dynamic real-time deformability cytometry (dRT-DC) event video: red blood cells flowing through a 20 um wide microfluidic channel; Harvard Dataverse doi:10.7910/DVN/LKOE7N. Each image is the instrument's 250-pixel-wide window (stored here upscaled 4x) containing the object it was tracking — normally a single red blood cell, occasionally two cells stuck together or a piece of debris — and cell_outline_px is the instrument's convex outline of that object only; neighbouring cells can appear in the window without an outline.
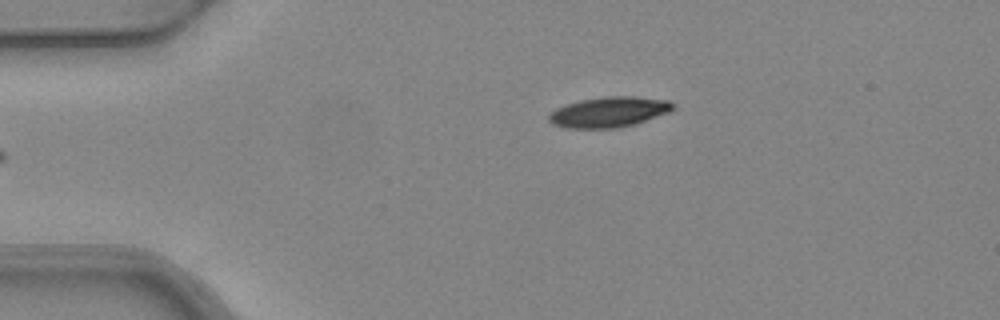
{"species": "common noctule bat (a hibernating species)", "species_latin": "Nyctalus noctula", "temperature_condition": "warm", "stored_images_in_passage": 3, "camera_frame_rate_fps": 3000, "um_per_image_px": 0.085, "animal": {"sex": "female", "body_mass_g": 24.6, "forearm_length_mm": 56.2}, "frame": {"image": 1, "passage_image": 3, "time_ms": 0.667, "image_size_px": [1000, 320], "cell_outline_px": [[676, 108], [668, 112], [632, 124], [616, 128], [564, 128], [552, 124], [548, 120], [548, 116], [556, 108], [580, 100], [604, 96], [636, 96], [668, 100], [676, 104]], "centroid_in_image_um": [51.76, 9.51], "position_along_channel_um": 33.2, "area_um2": 21.91}}